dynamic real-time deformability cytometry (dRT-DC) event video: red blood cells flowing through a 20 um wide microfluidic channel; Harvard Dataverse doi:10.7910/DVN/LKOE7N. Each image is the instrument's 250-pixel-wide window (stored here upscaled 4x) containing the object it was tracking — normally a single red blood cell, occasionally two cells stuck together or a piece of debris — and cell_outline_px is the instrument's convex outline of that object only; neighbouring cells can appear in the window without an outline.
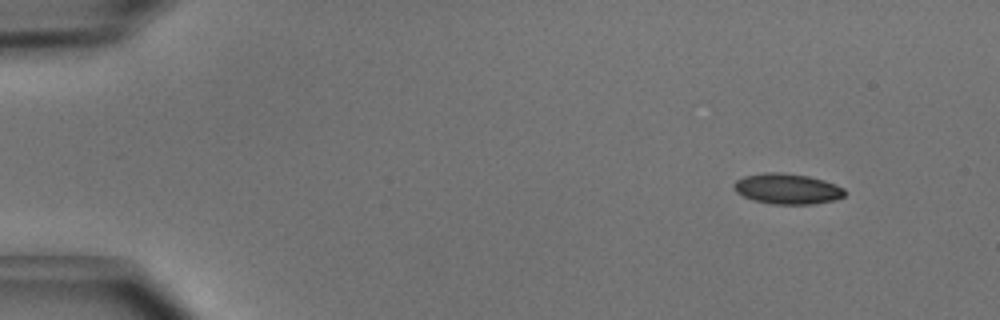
{"species": "common noctule bat (a hibernating species)", "species_latin": "Nyctalus noctula", "temperature_condition": "cold", "stored_images_in_passage": 8, "camera_frame_rate_fps": 3000, "um_per_image_px": 0.085, "animal": {"sex": "male", "body_mass_g": 15.6}, "frame": {"image": 1, "passage_image": 2, "time_ms": 0.333, "image_size_px": [1000, 320], "cell_outline_px": [[844, 196], [836, 200], [812, 204], [772, 204], [756, 200], [744, 196], [736, 192], [732, 188], [732, 184], [736, 180], [744, 176], [764, 172], [780, 172], [808, 176], [824, 180], [844, 188]], "centroid_in_image_um": [66.9, 16.04], "position_along_channel_um": 18.1, "area_um2": 19.71}}
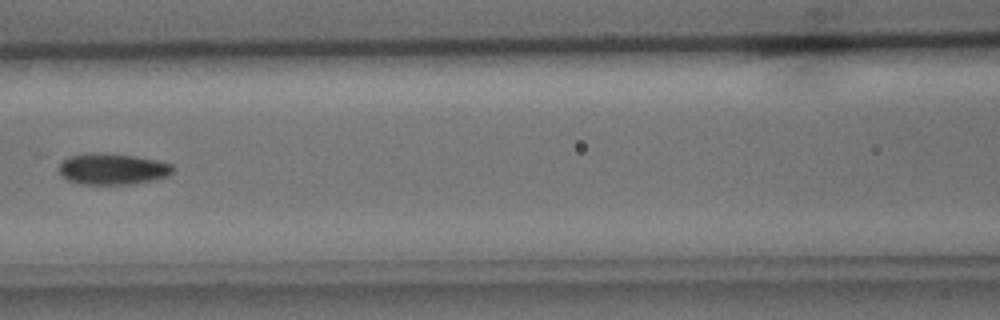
{"frame": {"image": 2, "passage_image": 7, "time_ms": 2.0, "image_size_px": [1000, 320], "cell_outline_px": [[176, 168], [168, 176], [136, 184], [80, 184], [68, 180], [60, 172], [60, 164], [68, 156], [92, 152], [136, 156], [156, 160], [172, 164]], "centroid_in_image_um": [9.6, 14.36], "position_along_channel_um": 157.0, "area_um2": 20.69}}
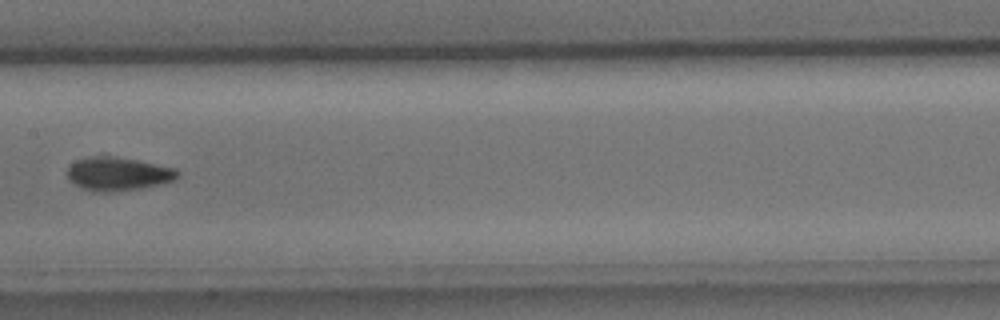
{"frame": {"image": 3, "passage_image": 8, "time_ms": 2.333, "image_size_px": [1000, 320], "cell_outline_px": [[180, 176], [172, 180], [160, 184], [140, 188], [108, 192], [96, 192], [80, 188], [68, 180], [68, 168], [76, 160], [100, 152], [104, 152], [176, 168], [180, 172]], "centroid_in_image_um": [10.0, 14.72], "position_along_channel_um": 197.4, "area_um2": 22.37}}